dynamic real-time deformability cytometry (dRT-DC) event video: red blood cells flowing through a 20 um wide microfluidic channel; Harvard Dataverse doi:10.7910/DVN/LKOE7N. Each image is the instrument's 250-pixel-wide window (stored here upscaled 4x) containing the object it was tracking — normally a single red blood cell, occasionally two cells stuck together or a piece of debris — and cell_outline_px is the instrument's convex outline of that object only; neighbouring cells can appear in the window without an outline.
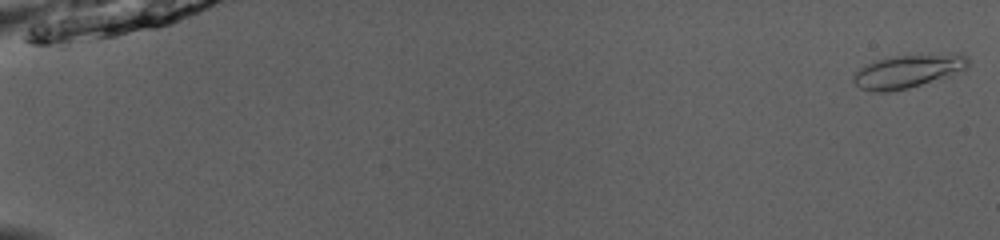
{"species": "common noctule bat (a hibernating species)", "species_latin": "Nyctalus noctula", "temperature_condition": "room temperature", "stored_images_in_passage": 51, "camera_frame_rate_fps": 3000, "um_per_image_px": 0.085, "animal": {"sex": "male", "body_mass_g": 13.0, "forearm_length_mm": 53.1}, "frame": {"image": 1, "passage_image": 1, "time_ms": 0.0, "image_size_px": [1000, 240], "cell_outline_px": [[968, 68], [948, 76], [908, 88], [888, 92], [876, 92], [860, 88], [852, 80], [852, 76], [860, 68], [876, 60], [896, 56], [960, 52], [968, 56]], "centroid_in_image_um": [77.22, 6.03], "position_along_channel_um": 7.8, "area_um2": 22.31}}
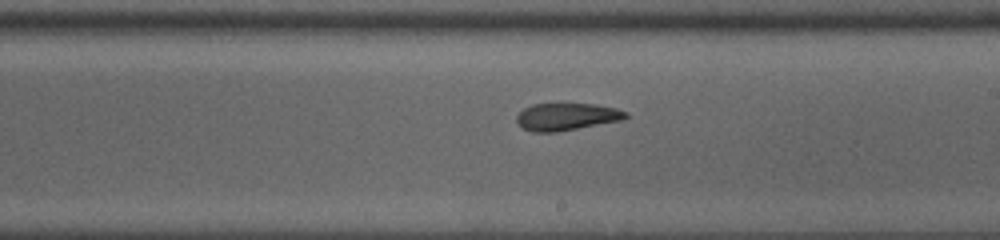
{"frame": {"image": 2, "passage_image": 32, "time_ms": 10.333, "image_size_px": [1000, 240], "cell_outline_px": [[628, 116], [620, 120], [556, 132], [532, 132], [524, 128], [516, 120], [516, 116], [524, 108], [532, 104], [592, 104], [616, 108], [628, 112]], "centroid_in_image_um": [48.14, 9.91], "position_along_channel_um": 240.9, "area_um2": 17.05}}
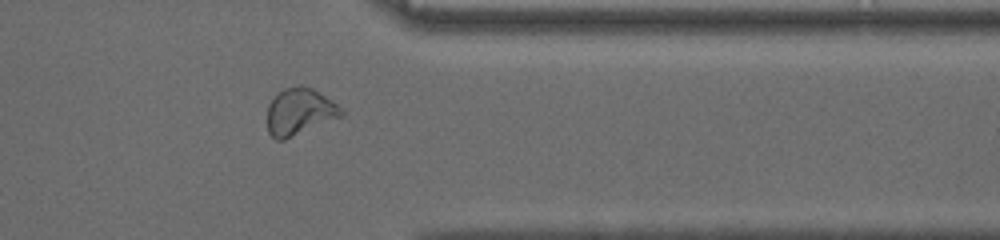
{"frame": {"image": 3, "passage_image": 43, "time_ms": 14.0, "image_size_px": [1000, 240], "cell_outline_px": [[344, 116], [284, 140], [276, 140], [268, 132], [268, 104], [284, 88], [300, 84], [312, 88], [344, 108]], "centroid_in_image_um": [25.5, 9.5], "position_along_channel_um": 385.9, "area_um2": 20.29}, "authors_computed_cell_mechanics": {"area_um2": 19.2474, "velocity_mm_per_s": 4.0476, "shape_relaxation_time_tau1_ms": null, "shape_relaxation_time_tau2_ms": 1.8745, "deformation_change_tau1": null, "deformation_change_tau2": 0.0807}}